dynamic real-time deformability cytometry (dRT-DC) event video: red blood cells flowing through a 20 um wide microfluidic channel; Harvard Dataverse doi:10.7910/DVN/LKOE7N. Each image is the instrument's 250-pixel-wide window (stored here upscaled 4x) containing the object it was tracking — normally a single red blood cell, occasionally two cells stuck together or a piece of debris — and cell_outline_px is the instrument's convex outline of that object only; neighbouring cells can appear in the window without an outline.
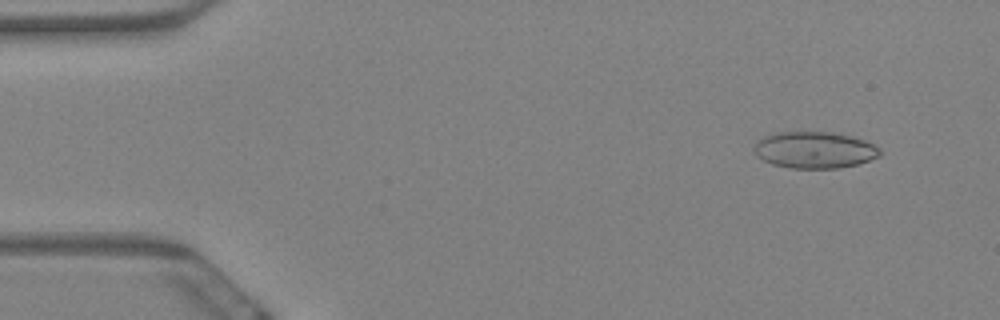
{"species": "Egyptian fruit bat (a non-hibernating species)", "species_latin": "Rousettus aegyptiacus", "temperature_condition": "warm", "stored_images_in_passage": 58, "camera_frame_rate_fps": 3000, "um_per_image_px": 0.085, "animal": {"sex": "female"}, "frame": {"image": 1, "passage_image": 4, "time_ms": 1.0, "image_size_px": [1000, 320], "cell_outline_px": [[880, 156], [856, 164], [840, 168], [788, 168], [772, 164], [756, 156], [756, 140], [772, 132], [840, 132], [864, 140], [880, 148]], "centroid_in_image_um": [69.23, 12.73], "position_along_channel_um": 15.8, "area_um2": 26.93}}
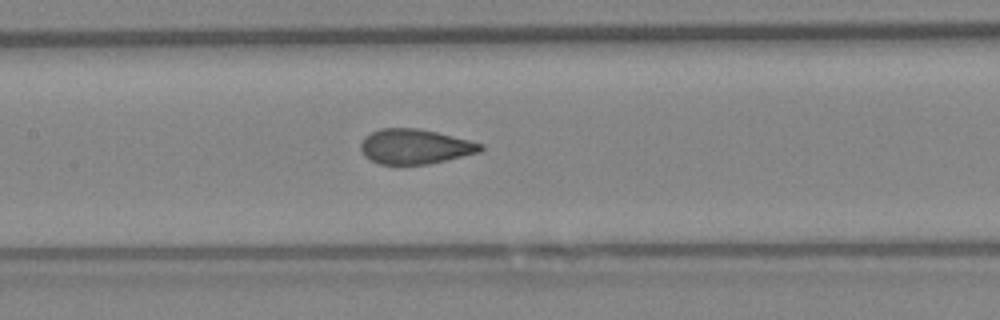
{"frame": {"image": 2, "passage_image": 27, "time_ms": 8.667, "image_size_px": [1000, 320], "cell_outline_px": [[484, 148], [480, 152], [428, 164], [380, 164], [364, 156], [360, 148], [360, 144], [364, 136], [380, 128], [420, 128], [484, 144]], "centroid_in_image_um": [35.25, 12.45], "position_along_channel_um": 172.1, "area_um2": 24.28}}
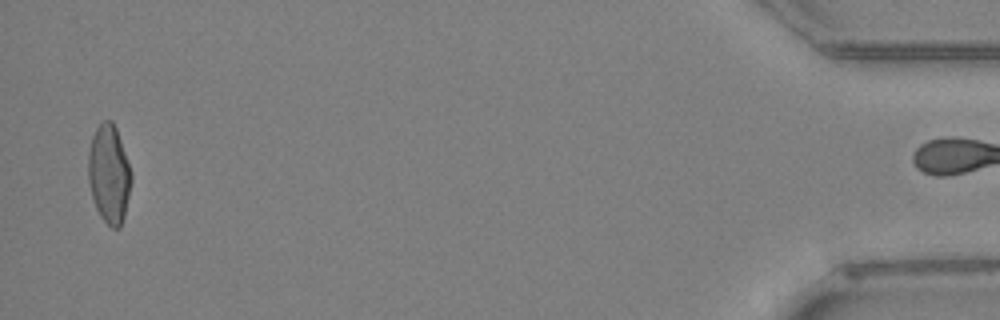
{"frame": {"image": 3, "passage_image": 57, "time_ms": 18.667, "image_size_px": [1000, 320], "cell_outline_px": [[132, 180], [124, 216], [120, 228], [112, 228], [100, 216], [96, 208], [92, 196], [88, 180], [88, 152], [92, 136], [100, 120], [112, 120], [116, 128], [132, 172]], "centroid_in_image_um": [9.26, 14.77], "position_along_channel_um": 425.9, "area_um2": 24.8}, "authors_computed_cell_mechanics": {"area_um2": 24.9407, "velocity_mm_per_s": 3.4286, "shape_relaxation_time_tau1_ms": 9.6529, "shape_relaxation_time_tau2_ms": 0.7408, "deformation_change_tau1": 0.2112, "deformation_change_tau2": 0.0526}}